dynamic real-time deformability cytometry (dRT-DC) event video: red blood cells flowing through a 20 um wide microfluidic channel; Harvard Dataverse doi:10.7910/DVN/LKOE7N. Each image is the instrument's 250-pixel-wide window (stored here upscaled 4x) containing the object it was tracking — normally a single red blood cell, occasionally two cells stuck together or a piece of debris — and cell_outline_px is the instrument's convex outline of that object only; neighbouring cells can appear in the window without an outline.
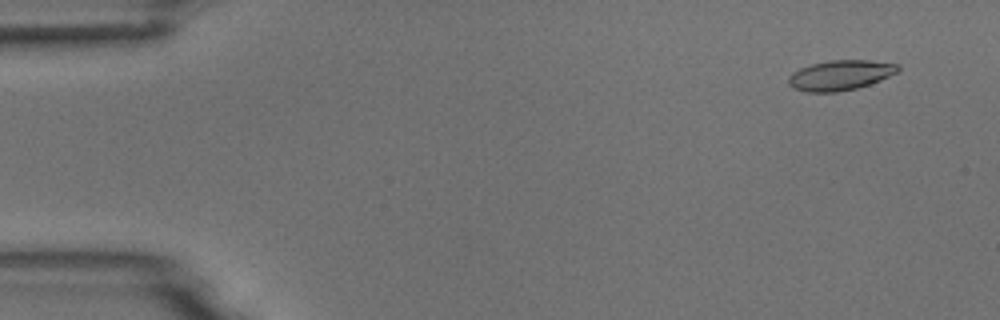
{"species": "common noctule bat (a hibernating species)", "species_latin": "Nyctalus noctula", "temperature_condition": "room temperature", "stored_images_in_passage": 54, "camera_frame_rate_fps": 3000, "um_per_image_px": 0.085, "animal": {"sex": "male", "body_mass_g": 18.8}, "frame": {"image": 1, "passage_image": 4, "time_ms": 1.0, "image_size_px": [1000, 320], "cell_outline_px": [[900, 72], [880, 80], [856, 88], [836, 92], [804, 92], [792, 88], [788, 84], [788, 76], [792, 72], [800, 68], [812, 64], [828, 60], [868, 60], [900, 64]], "centroid_in_image_um": [71.42, 6.39], "position_along_channel_um": 13.6, "area_um2": 19.36}}
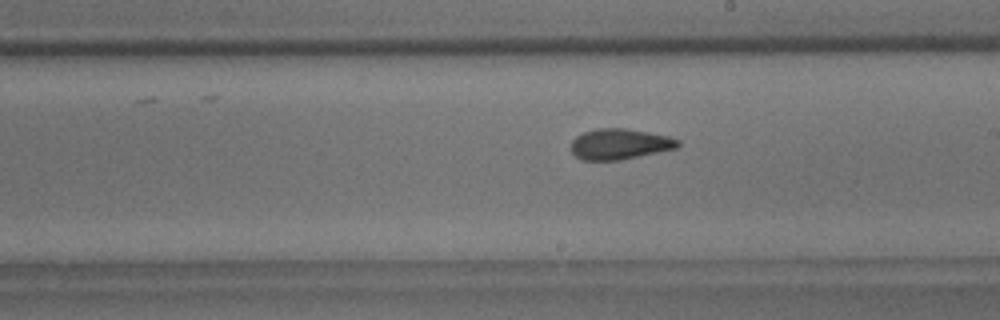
{"frame": {"image": 2, "passage_image": 31, "time_ms": 10.0, "image_size_px": [1000, 320], "cell_outline_px": [[680, 144], [676, 148], [620, 160], [580, 160], [572, 152], [572, 140], [576, 136], [584, 132], [596, 128], [624, 128], [648, 132], [668, 136], [680, 140]], "centroid_in_image_um": [52.66, 12.24], "position_along_channel_um": 236.3, "area_um2": 19.02}}
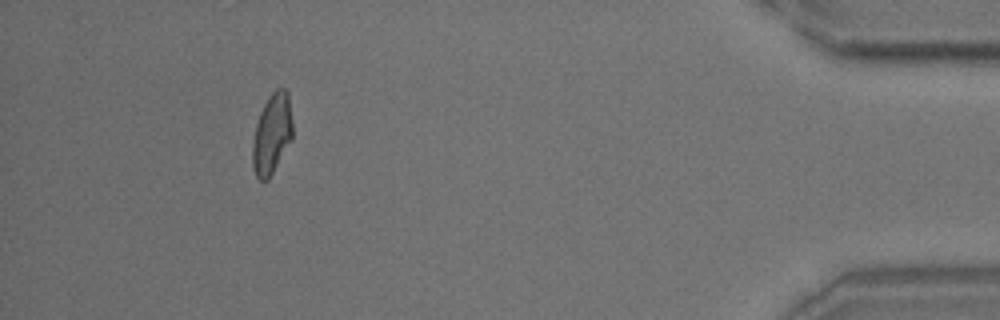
{"frame": {"image": 3, "passage_image": 50, "time_ms": 16.333, "image_size_px": [1000, 320], "cell_outline_px": [[292, 140], [268, 180], [260, 180], [256, 176], [252, 168], [252, 144], [256, 124], [260, 112], [268, 96], [276, 88], [284, 88], [288, 92], [292, 120]], "centroid_in_image_um": [23.11, 11.38], "position_along_channel_um": 412.1, "area_um2": 18.9}, "authors_computed_cell_mechanics": {"area_um2": 19.074, "velocity_mm_per_s": 3.7167, "shape_relaxation_time_tau1_ms": 8.5521, "shape_relaxation_time_tau2_ms": 2.2688, "deformation_change_tau1": 0.2139, "deformation_change_tau2": 0.0968}}